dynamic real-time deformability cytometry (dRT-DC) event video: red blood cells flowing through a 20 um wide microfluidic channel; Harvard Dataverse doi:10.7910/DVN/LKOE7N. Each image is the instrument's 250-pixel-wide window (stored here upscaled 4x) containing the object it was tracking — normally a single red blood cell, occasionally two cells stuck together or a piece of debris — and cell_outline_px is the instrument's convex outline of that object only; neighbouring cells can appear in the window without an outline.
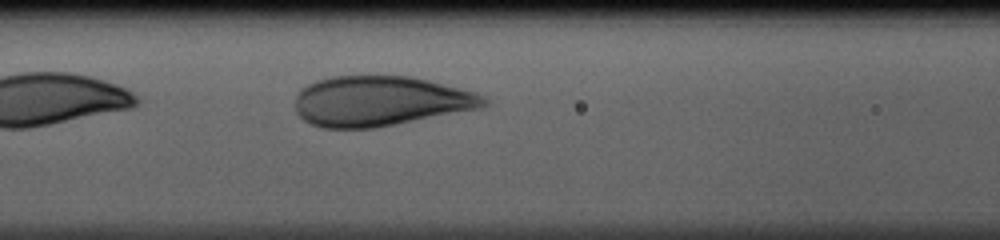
{"species": "human", "species_latin": "Homo sapiens", "temperature_condition": "cold", "stored_images_in_passage": 26, "camera_frame_rate_fps": 3000, "um_per_image_px": 0.085, "donor": {"sex": "male"}, "frame": {"image": 1, "passage_image": 6, "time_ms": 1.667, "image_size_px": [1000, 240], "cell_outline_px": [[488, 104], [480, 108], [376, 128], [320, 128], [304, 120], [296, 112], [296, 96], [300, 88], [316, 80], [332, 76], [412, 76], [476, 92], [484, 96], [488, 100]], "centroid_in_image_um": [32.3, 8.59], "position_along_channel_um": 134.3, "area_um2": 55.2}}
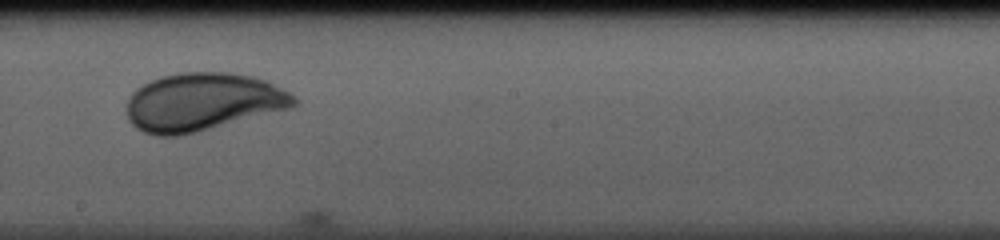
{"frame": {"image": 2, "passage_image": 13, "time_ms": 4.0, "image_size_px": [1000, 240], "cell_outline_px": [[300, 104], [292, 108], [180, 136], [156, 136], [144, 132], [136, 128], [128, 120], [128, 96], [136, 88], [160, 76], [180, 72], [232, 72], [252, 76], [268, 80], [296, 96]], "centroid_in_image_um": [17.27, 8.66], "position_along_channel_um": 230.9, "area_um2": 57.05}}
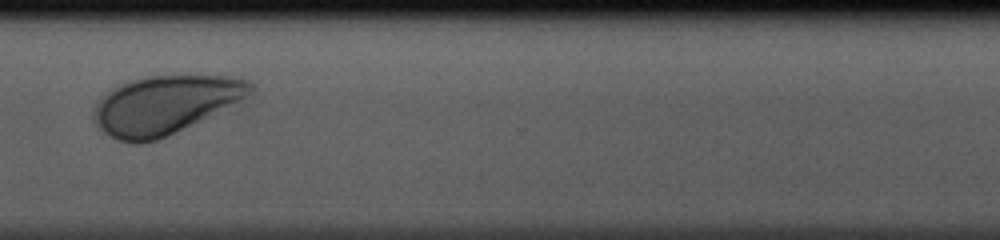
{"frame": {"image": 3, "passage_image": 22, "time_ms": 7.0, "image_size_px": [1000, 240], "cell_outline_px": [[256, 92], [240, 100], [156, 140], [140, 144], [136, 144], [116, 140], [104, 132], [100, 128], [92, 116], [92, 112], [96, 104], [104, 96], [120, 84], [132, 80], [148, 76], [228, 76], [252, 80], [256, 84]], "centroid_in_image_um": [14.04, 8.89], "position_along_channel_um": 356.6, "area_um2": 52.37}}